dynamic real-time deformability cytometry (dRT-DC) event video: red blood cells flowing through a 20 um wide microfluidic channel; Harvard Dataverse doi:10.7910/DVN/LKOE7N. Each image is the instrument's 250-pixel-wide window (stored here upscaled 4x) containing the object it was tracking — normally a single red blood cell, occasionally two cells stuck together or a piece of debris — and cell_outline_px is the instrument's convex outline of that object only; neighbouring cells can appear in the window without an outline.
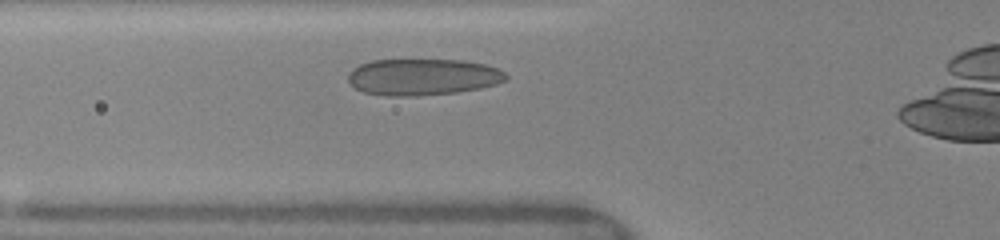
{"species": "human", "species_latin": "Homo sapiens", "temperature_condition": "warm", "stored_images_in_passage": 50, "camera_frame_rate_fps": 3000, "um_per_image_px": 0.085, "donor": {"sex": "female"}, "frame": {"image": 1, "passage_image": 14, "time_ms": 3.0, "image_size_px": [1000, 240], "cell_outline_px": [[508, 76], [504, 80], [496, 84], [480, 88], [456, 92], [416, 96], [388, 96], [364, 92], [356, 88], [348, 80], [348, 72], [352, 68], [360, 64], [372, 60], [460, 60], [484, 64], [496, 68], [504, 72]], "centroid_in_image_um": [35.9, 6.54], "position_along_channel_um": 89.9, "area_um2": 33.47}}
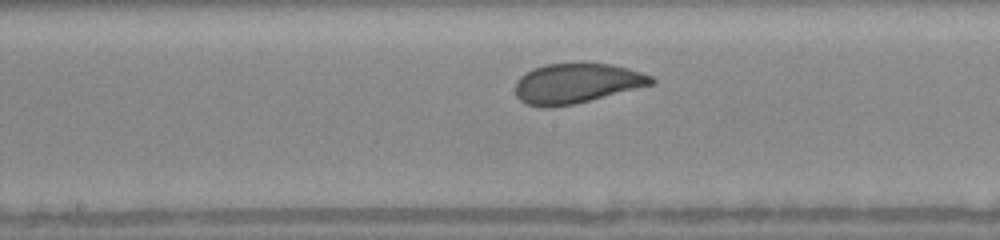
{"frame": {"image": 2, "passage_image": 24, "time_ms": 5.667, "image_size_px": [1000, 240], "cell_outline_px": [[656, 80], [652, 84], [572, 104], [552, 108], [540, 108], [528, 104], [520, 100], [516, 96], [516, 80], [520, 76], [532, 68], [544, 64], [576, 60], [612, 64], [628, 68], [652, 76]], "centroid_in_image_um": [48.95, 7.03], "position_along_channel_um": 199.2, "area_um2": 32.25}}
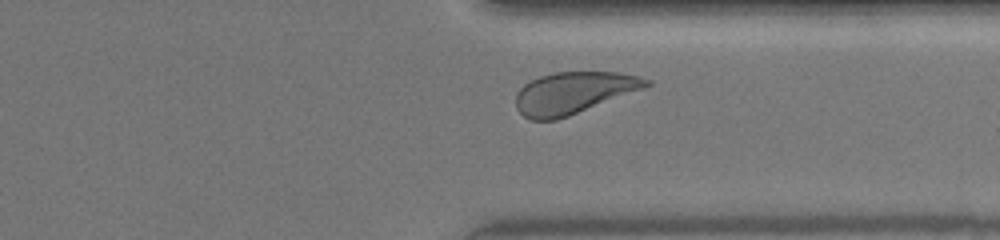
{"frame": {"image": 3, "passage_image": 45, "time_ms": 9.667, "image_size_px": [1000, 240], "cell_outline_px": [[652, 84], [644, 88], [568, 116], [556, 120], [532, 120], [524, 116], [516, 108], [516, 92], [524, 84], [540, 76], [556, 72], [620, 72], [640, 76], [652, 80]], "centroid_in_image_um": [48.75, 7.88], "position_along_channel_um": 362.6, "area_um2": 31.67}, "authors_computed_cell_mechanics": {"area_um2": 32.2813, "velocity_mm_per_s": 4.0765, "shape_relaxation_time_tau1_ms": 2.7104, "shape_relaxation_time_tau2_ms": null, "deformation_change_tau1": 0.1101, "deformation_change_tau2": null}}